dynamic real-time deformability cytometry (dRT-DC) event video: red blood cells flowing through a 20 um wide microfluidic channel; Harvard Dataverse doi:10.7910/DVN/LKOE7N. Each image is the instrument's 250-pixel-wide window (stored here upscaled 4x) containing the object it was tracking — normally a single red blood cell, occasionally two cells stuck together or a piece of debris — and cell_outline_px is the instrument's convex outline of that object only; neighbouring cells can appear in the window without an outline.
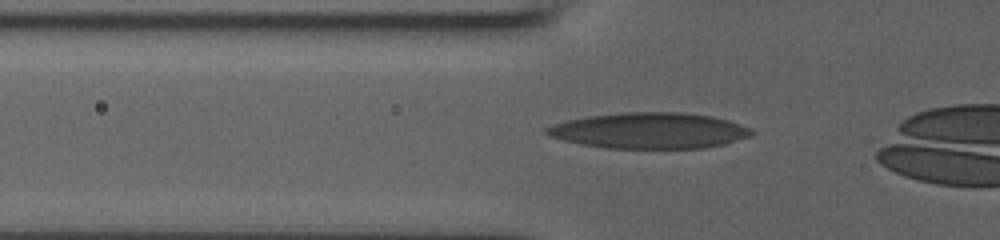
{"species": "human", "species_latin": "Homo sapiens", "temperature_condition": "room temperature", "stored_images_in_passage": 34, "camera_frame_rate_fps": 3000, "um_per_image_px": 0.085, "donor": {"sex": "male"}, "frame": {"image": 1, "passage_image": 5, "time_ms": 1.333, "image_size_px": [1000, 240], "cell_outline_px": [[752, 132], [748, 136], [724, 144], [704, 148], [608, 148], [580, 144], [548, 136], [544, 132], [544, 128], [552, 124], [568, 120], [588, 116], [624, 112], [684, 112], [712, 116], [728, 120], [740, 124], [748, 128]], "centroid_in_image_um": [55.14, 11.09], "position_along_channel_um": 70.7, "area_um2": 42.71}}
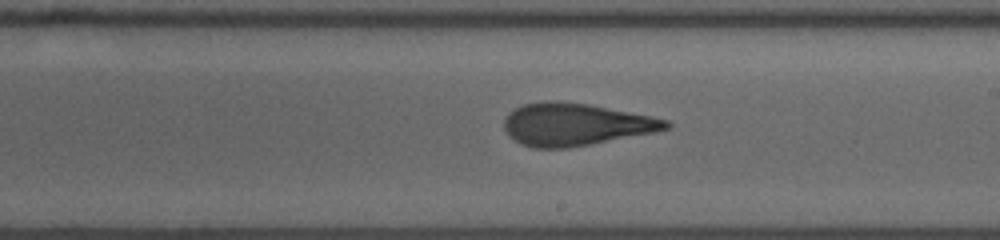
{"frame": {"image": 2, "passage_image": 18, "time_ms": 5.667, "image_size_px": [1000, 240], "cell_outline_px": [[672, 124], [668, 128], [652, 132], [568, 148], [532, 148], [520, 144], [508, 136], [504, 128], [504, 120], [508, 112], [524, 104], [544, 100], [556, 100], [588, 104], [652, 116], [668, 120]], "centroid_in_image_um": [48.85, 10.57], "position_along_channel_um": 240.1, "area_um2": 39.88}}
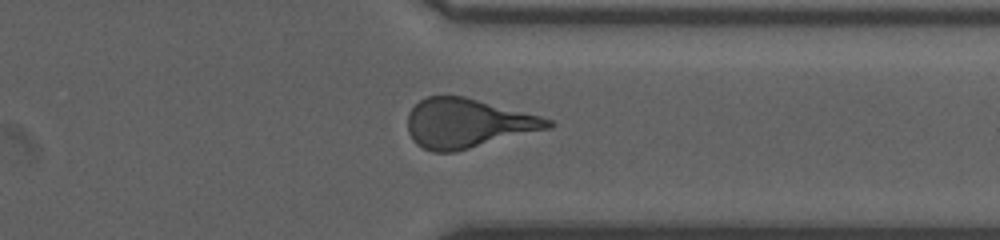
{"frame": {"image": 3, "passage_image": 28, "time_ms": 9.0, "image_size_px": [1000, 240], "cell_outline_px": [[556, 124], [552, 128], [452, 152], [432, 152], [416, 144], [412, 140], [408, 132], [408, 112], [420, 100], [428, 96], [464, 96], [540, 116], [552, 120]], "centroid_in_image_um": [39.74, 10.48], "position_along_channel_um": 371.7, "area_um2": 40.11}, "authors_computed_cell_mechanics": {"area_um2": 39.9687, "velocity_mm_per_s": 3.9605, "shape_relaxation_time_tau1_ms": 8.2482, "shape_relaxation_time_tau2_ms": 1.8135, "deformation_change_tau1": 0.2638, "deformation_change_tau2": 0.1276}}